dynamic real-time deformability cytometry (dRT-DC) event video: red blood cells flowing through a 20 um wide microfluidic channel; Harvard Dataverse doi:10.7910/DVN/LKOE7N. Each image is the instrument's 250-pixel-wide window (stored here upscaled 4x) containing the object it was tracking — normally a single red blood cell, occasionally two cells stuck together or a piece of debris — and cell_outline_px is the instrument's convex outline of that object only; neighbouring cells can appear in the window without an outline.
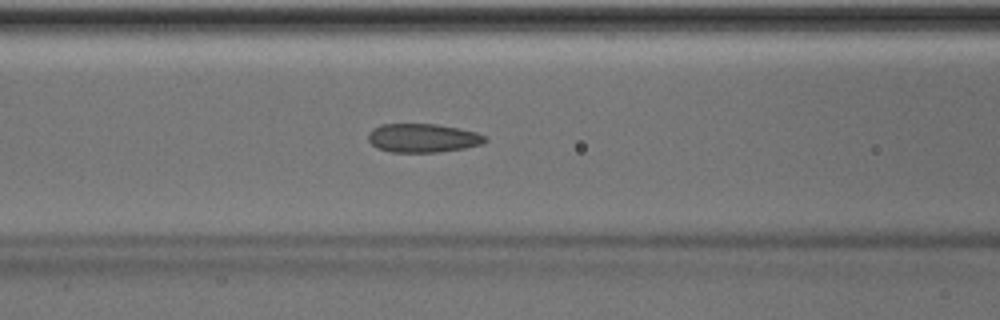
{"species": "Egyptian fruit bat (a non-hibernating species)", "species_latin": "Rousettus aegyptiacus", "temperature_condition": "room temperature", "stored_images_in_passage": 50, "camera_frame_rate_fps": 3000, "um_per_image_px": 0.085, "animal": {"sex": "male"}, "frame": {"image": 1, "passage_image": 21, "time_ms": 6.667, "image_size_px": [1000, 320], "cell_outline_px": [[488, 140], [484, 144], [464, 148], [440, 152], [392, 152], [376, 148], [368, 140], [368, 132], [372, 128], [380, 124], [436, 124], [460, 128], [476, 132], [484, 136]], "centroid_in_image_um": [35.93, 11.73], "position_along_channel_um": 130.7, "area_um2": 19.77}}
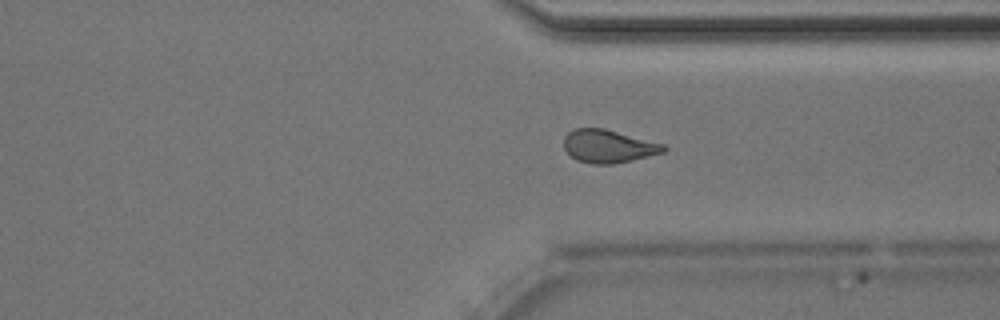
{"frame": {"image": 2, "passage_image": 38, "time_ms": 12.333, "image_size_px": [1000, 320], "cell_outline_px": [[668, 148], [664, 152], [632, 160], [612, 164], [592, 164], [576, 160], [564, 148], [564, 136], [568, 132], [576, 128], [604, 128], [664, 144]], "centroid_in_image_um": [51.71, 12.43], "position_along_channel_um": 359.7, "area_um2": 19.13}}
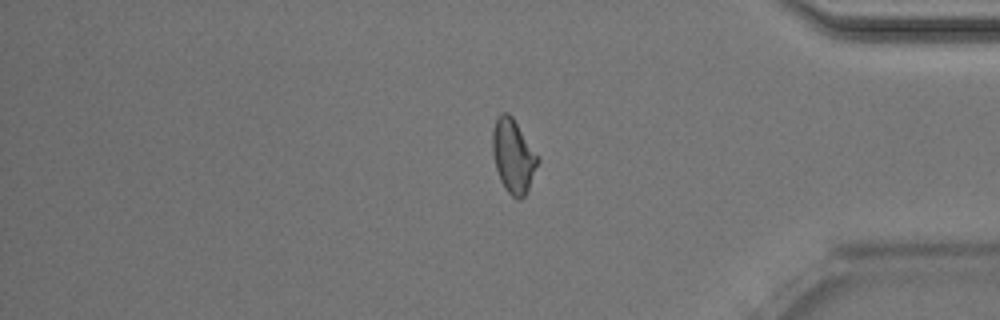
{"frame": {"image": 3, "passage_image": 42, "time_ms": 13.667, "image_size_px": [1000, 320], "cell_outline_px": [[540, 160], [528, 188], [524, 196], [520, 200], [516, 200], [504, 188], [500, 180], [496, 168], [492, 152], [492, 128], [500, 112], [508, 112], [512, 116], [540, 156]], "centroid_in_image_um": [43.63, 13.24], "position_along_channel_um": 391.6, "area_um2": 19.71}, "authors_computed_cell_mechanics": {"area_um2": 19.6231, "velocity_mm_per_s": 4.0447, "shape_relaxation_time_tau1_ms": null, "shape_relaxation_time_tau2_ms": 1.4198, "deformation_change_tau1": null, "deformation_change_tau2": 0.0896}}